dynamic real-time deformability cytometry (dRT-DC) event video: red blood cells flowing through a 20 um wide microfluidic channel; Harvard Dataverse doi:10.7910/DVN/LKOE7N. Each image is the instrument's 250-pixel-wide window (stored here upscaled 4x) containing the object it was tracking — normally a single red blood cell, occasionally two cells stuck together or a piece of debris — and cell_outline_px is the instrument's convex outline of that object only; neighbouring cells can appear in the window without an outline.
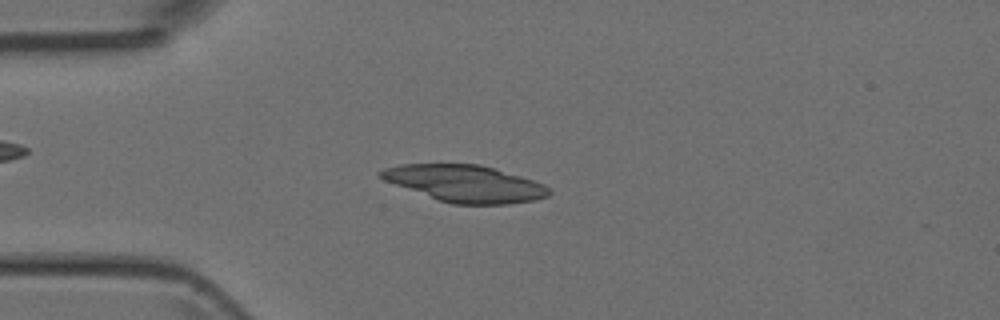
{"species": "Egyptian fruit bat (a non-hibernating species)", "species_latin": "Rousettus aegyptiacus", "temperature_condition": "room temperature", "stored_images_in_passage": 38, "camera_frame_rate_fps": 3000, "um_per_image_px": 0.085, "animal": {"sex": "female"}, "frame": {"image": 1, "passage_image": 2, "time_ms": 0.333, "image_size_px": [1000, 320], "cell_outline_px": [[552, 192], [548, 196], [536, 200], [508, 204], [452, 204], [440, 200], [384, 180], [376, 176], [376, 172], [384, 168], [400, 164], [480, 164], [520, 176], [544, 184]], "centroid_in_image_um": [39.52, 15.59], "position_along_channel_um": 45.5, "area_um2": 35.84}}
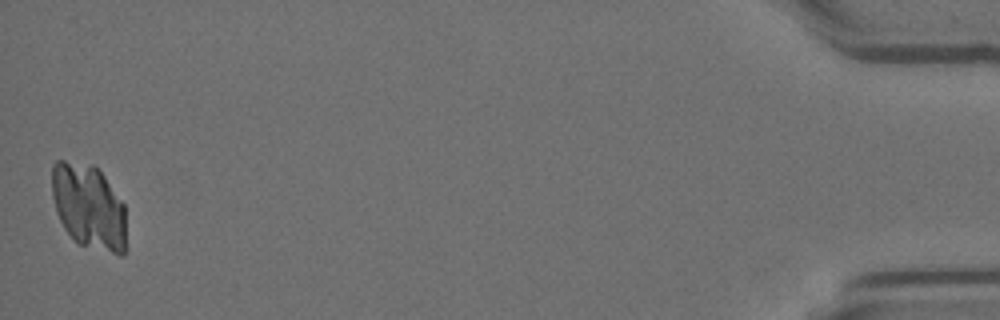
{"frame": {"image": 2, "passage_image": 38, "time_ms": 12.333, "image_size_px": [1000, 320], "cell_outline_px": [[124, 252], [120, 256], [80, 244], [64, 228], [56, 212], [52, 196], [52, 164], [56, 160], [64, 160], [92, 164], [104, 176], [124, 204]], "centroid_in_image_um": [7.51, 17.53], "position_along_channel_um": 427.7, "area_um2": 36.59}}